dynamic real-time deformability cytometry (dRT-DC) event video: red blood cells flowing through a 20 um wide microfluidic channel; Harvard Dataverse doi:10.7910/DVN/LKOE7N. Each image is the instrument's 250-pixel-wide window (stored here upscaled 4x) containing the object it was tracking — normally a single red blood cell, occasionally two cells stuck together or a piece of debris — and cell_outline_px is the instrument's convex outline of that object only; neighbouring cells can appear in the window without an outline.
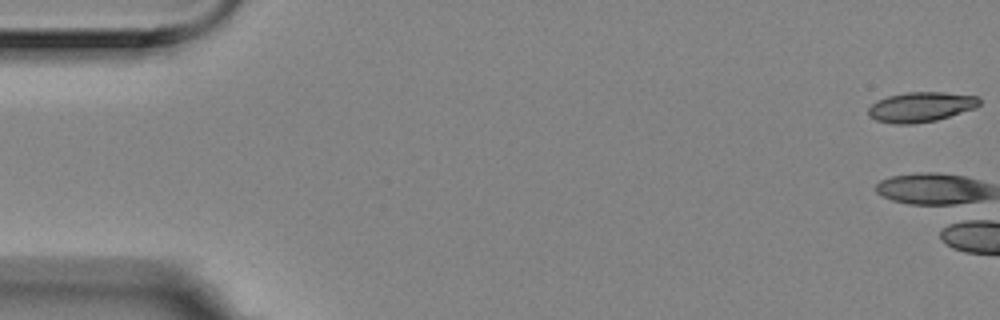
{"species": "Egyptian fruit bat (a non-hibernating species)", "species_latin": "Rousettus aegyptiacus", "temperature_condition": "room temperature", "stored_images_in_passage": 5, "camera_frame_rate_fps": 3000, "um_per_image_px": 0.085, "animal": {"sex": "female"}, "frame": {"image": 1, "passage_image": 1, "time_ms": 0.0, "image_size_px": [1000, 320], "cell_outline_px": [[980, 104], [976, 108], [936, 120], [912, 124], [896, 124], [876, 120], [868, 116], [868, 108], [876, 100], [888, 96], [908, 92], [944, 92], [980, 96]], "centroid_in_image_um": [78.28, 9.08], "position_along_channel_um": 6.7, "area_um2": 19.48}}